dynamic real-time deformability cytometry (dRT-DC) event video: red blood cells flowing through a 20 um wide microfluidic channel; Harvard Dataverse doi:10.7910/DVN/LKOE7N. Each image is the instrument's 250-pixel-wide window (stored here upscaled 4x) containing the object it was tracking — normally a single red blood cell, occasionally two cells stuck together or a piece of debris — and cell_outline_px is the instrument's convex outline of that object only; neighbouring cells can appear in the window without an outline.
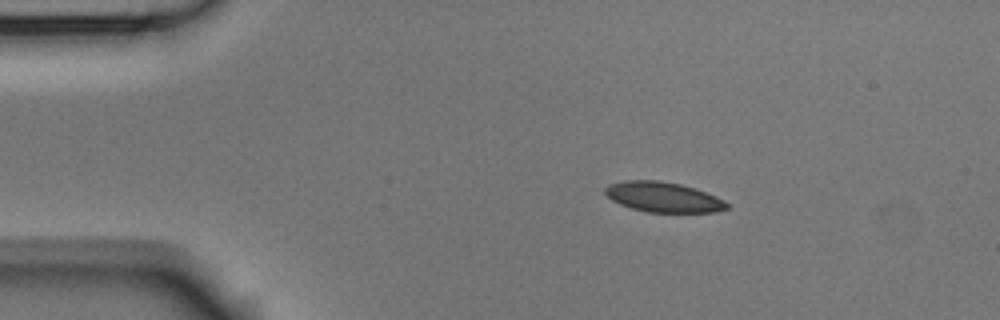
{"species": "Egyptian fruit bat (a non-hibernating species)", "species_latin": "Rousettus aegyptiacus", "temperature_condition": "room temperature", "stored_images_in_passage": 4, "camera_frame_rate_fps": 3000, "um_per_image_px": 0.085, "animal": {"sex": "male"}, "frame": {"image": 1, "passage_image": 1, "time_ms": 0.0, "image_size_px": [1000, 320], "cell_outline_px": [[728, 208], [716, 212], [644, 212], [620, 204], [612, 200], [604, 192], [604, 188], [608, 184], [624, 180], [660, 180], [680, 184], [716, 196], [724, 200], [728, 204]], "centroid_in_image_um": [56.34, 16.75], "position_along_channel_um": 28.7, "area_um2": 21.33}}
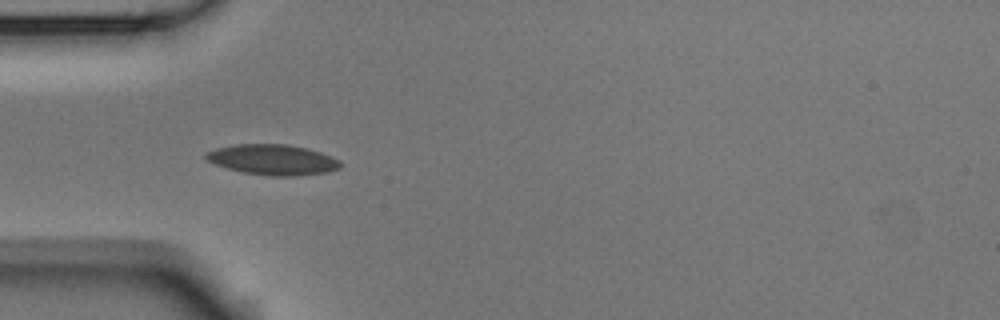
{"frame": {"image": 2, "passage_image": 3, "time_ms": 0.667, "image_size_px": [1000, 320], "cell_outline_px": [[340, 168], [328, 172], [296, 176], [272, 176], [244, 172], [228, 168], [216, 164], [208, 160], [204, 156], [204, 152], [216, 148], [236, 144], [288, 144], [308, 148], [332, 156], [340, 160]], "centroid_in_image_um": [23.2, 13.56], "position_along_channel_um": 61.8, "area_um2": 23.87}}
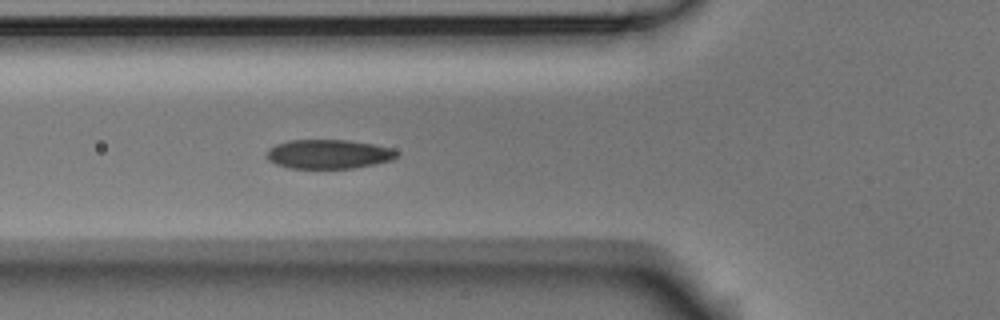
{"frame": {"image": 3, "passage_image": 4, "time_ms": 1.0, "image_size_px": [1000, 320], "cell_outline_px": [[400, 156], [396, 160], [352, 168], [288, 168], [276, 164], [268, 160], [268, 152], [276, 144], [288, 140], [348, 140], [372, 144], [392, 148], [400, 152]], "centroid_in_image_um": [28.01, 13.1], "position_along_channel_um": 97.8, "area_um2": 22.2}}